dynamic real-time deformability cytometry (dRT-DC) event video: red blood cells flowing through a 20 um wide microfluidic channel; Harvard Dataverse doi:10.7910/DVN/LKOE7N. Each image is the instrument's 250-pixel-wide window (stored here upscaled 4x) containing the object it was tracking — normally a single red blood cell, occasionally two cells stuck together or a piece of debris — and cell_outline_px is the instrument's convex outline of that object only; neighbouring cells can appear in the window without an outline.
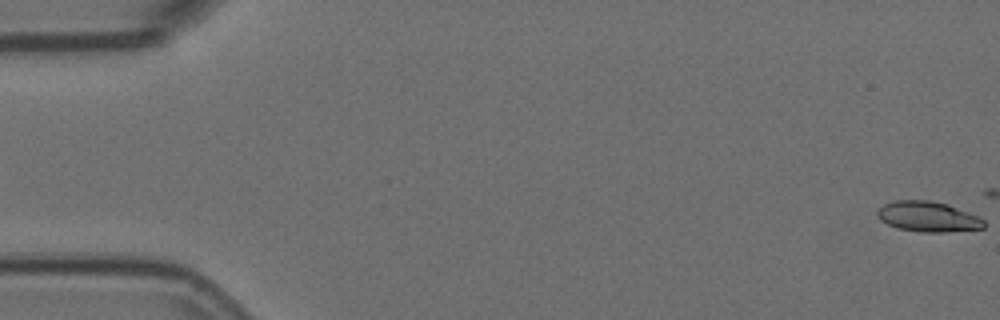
{"species": "Egyptian fruit bat (a non-hibernating species)", "species_latin": "Rousettus aegyptiacus", "temperature_condition": "room temperature", "stored_images_in_passage": 11, "camera_frame_rate_fps": 3000, "um_per_image_px": 0.085, "animal": {"sex": "female"}, "frame": {"image": 1, "passage_image": 1, "time_ms": 0.0, "image_size_px": [1000, 320], "cell_outline_px": [[984, 228], [944, 232], [920, 232], [896, 228], [880, 220], [876, 216], [876, 212], [884, 204], [892, 200], [928, 200], [948, 204], [980, 216], [984, 220]], "centroid_in_image_um": [78.87, 18.41], "position_along_channel_um": 6.1, "area_um2": 19.02}}